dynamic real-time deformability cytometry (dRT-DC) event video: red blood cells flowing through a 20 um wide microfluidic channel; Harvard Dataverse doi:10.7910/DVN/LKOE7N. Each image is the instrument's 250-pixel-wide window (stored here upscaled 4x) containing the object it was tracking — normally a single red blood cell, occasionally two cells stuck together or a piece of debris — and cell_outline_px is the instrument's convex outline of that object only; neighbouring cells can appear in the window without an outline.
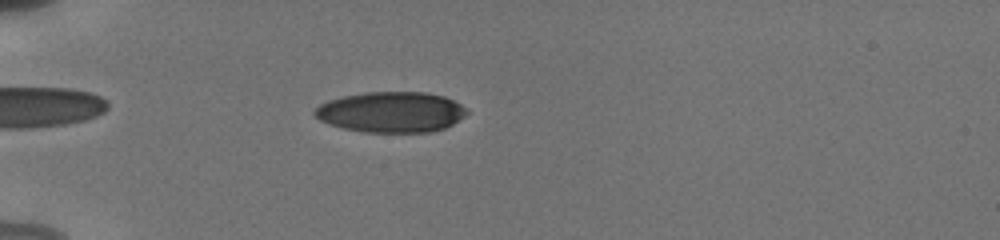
{"species": "human", "species_latin": "Homo sapiens", "temperature_condition": "cold", "stored_images_in_passage": 17, "camera_frame_rate_fps": 3000, "um_per_image_px": 0.085, "donor": {"sex": "male"}, "frame": {"image": 1, "passage_image": 10, "time_ms": 5.0, "image_size_px": [1000, 240], "cell_outline_px": [[468, 112], [464, 116], [452, 124], [444, 128], [432, 132], [364, 132], [344, 128], [328, 124], [320, 120], [312, 112], [320, 104], [328, 100], [344, 96], [364, 92], [424, 92], [444, 96], [460, 104]], "centroid_in_image_um": [33.23, 9.52], "position_along_channel_um": 51.8, "area_um2": 35.89}}
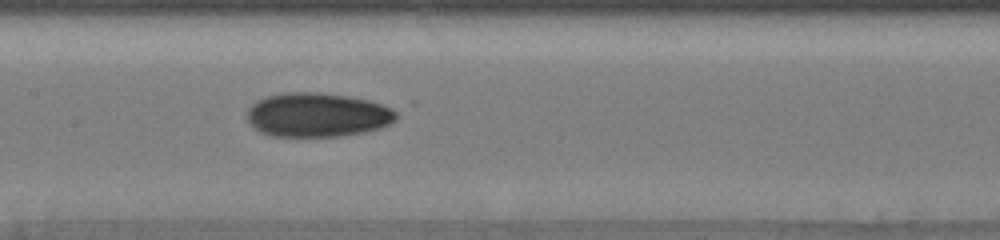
{"frame": {"image": 2, "passage_image": 17, "time_ms": 9.0, "image_size_px": [1000, 240], "cell_outline_px": [[416, 104], [392, 124], [380, 128], [364, 132], [344, 136], [272, 136], [260, 132], [248, 120], [248, 108], [256, 100], [268, 96], [288, 92], [320, 92], [416, 100]], "centroid_in_image_um": [27.58, 9.67], "position_along_channel_um": 179.8, "area_um2": 42.43}}